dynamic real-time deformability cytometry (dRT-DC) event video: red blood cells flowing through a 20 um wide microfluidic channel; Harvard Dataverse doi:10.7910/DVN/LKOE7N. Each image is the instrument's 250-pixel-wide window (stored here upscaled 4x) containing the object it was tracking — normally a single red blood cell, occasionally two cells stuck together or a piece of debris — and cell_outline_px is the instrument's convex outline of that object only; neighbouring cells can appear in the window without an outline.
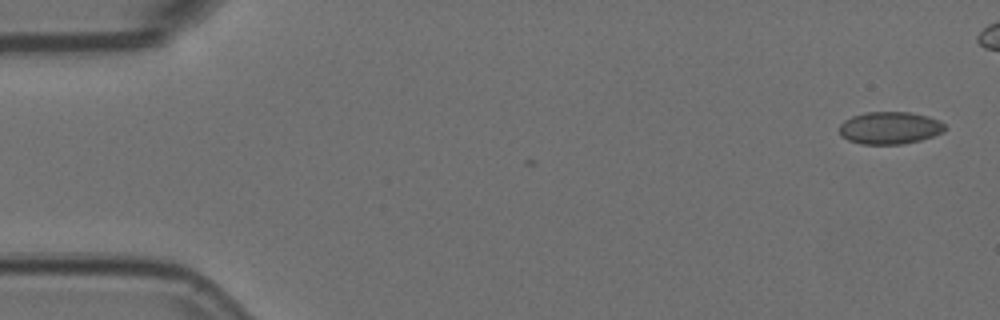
{"species": "Egyptian fruit bat (a non-hibernating species)", "species_latin": "Rousettus aegyptiacus", "temperature_condition": "room temperature", "stored_images_in_passage": 3, "camera_frame_rate_fps": 3000, "um_per_image_px": 0.085, "animal": {"sex": "female"}, "frame": {"image": 1, "passage_image": 1, "time_ms": 0.0, "image_size_px": [1000, 320], "cell_outline_px": [[948, 128], [944, 132], [920, 140], [904, 144], [860, 144], [848, 140], [840, 136], [840, 124], [844, 120], [852, 116], [864, 112], [912, 112], [928, 116], [940, 120]], "centroid_in_image_um": [75.65, 10.87], "position_along_channel_um": 9.4, "area_um2": 20.17}}